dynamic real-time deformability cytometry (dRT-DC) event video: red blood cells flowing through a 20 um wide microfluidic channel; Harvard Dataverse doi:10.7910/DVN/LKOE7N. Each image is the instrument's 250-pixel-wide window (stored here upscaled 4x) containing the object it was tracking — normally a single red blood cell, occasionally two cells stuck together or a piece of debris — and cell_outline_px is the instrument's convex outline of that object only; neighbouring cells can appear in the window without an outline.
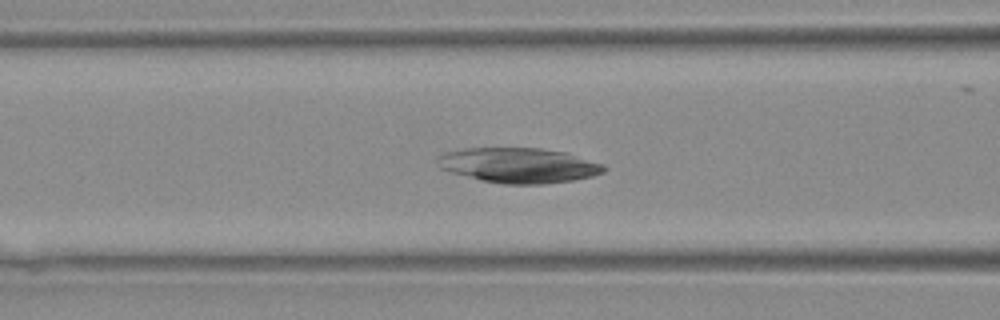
{"species": "Egyptian fruit bat (a non-hibernating species)", "species_latin": "Rousettus aegyptiacus", "temperature_condition": "warm", "stored_images_in_passage": 34, "camera_frame_rate_fps": 3000, "um_per_image_px": 0.085, "animal": {"sex": "female"}, "frame": {"image": 1, "passage_image": 10, "time_ms": 3.0, "image_size_px": [1000, 320], "cell_outline_px": [[608, 168], [604, 172], [592, 176], [572, 180], [544, 184], [504, 184], [480, 180], [452, 172], [440, 168], [436, 156], [444, 152], [464, 148], [540, 148], [564, 152], [604, 164]], "centroid_in_image_um": [44.08, 14.05], "position_along_channel_um": 122.5, "area_um2": 33.99}}
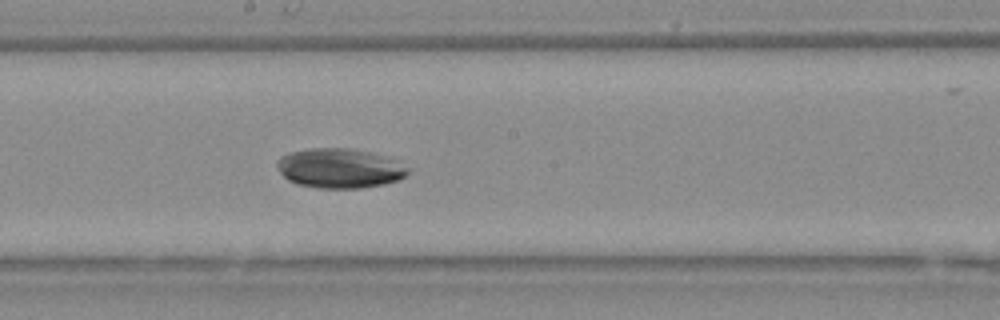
{"frame": {"image": 2, "passage_image": 16, "time_ms": 5.0, "image_size_px": [1000, 320], "cell_outline_px": [[412, 168], [400, 180], [384, 184], [360, 188], [316, 188], [300, 184], [288, 180], [276, 168], [276, 164], [280, 156], [292, 152], [308, 148], [348, 148], [368, 152], [392, 160]], "centroid_in_image_um": [28.85, 14.31], "position_along_channel_um": 219.4, "area_um2": 30.0}}
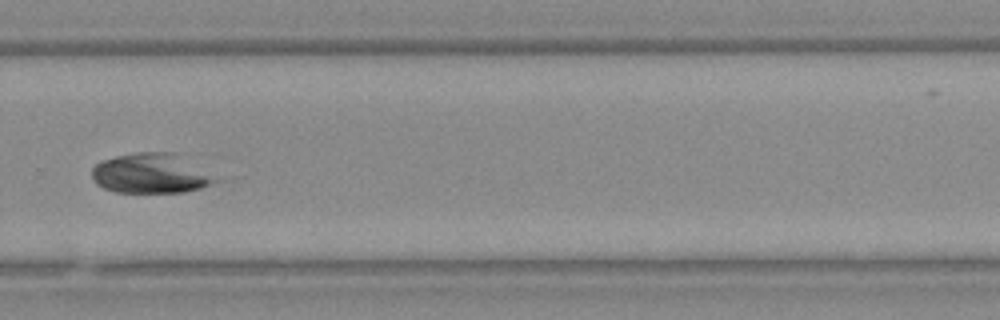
{"frame": {"image": 3, "passage_image": 22, "time_ms": 7.0, "image_size_px": [1000, 320], "cell_outline_px": [[216, 180], [200, 188], [184, 192], [116, 192], [104, 188], [96, 184], [92, 176], [92, 168], [100, 160], [132, 152], [172, 152]], "centroid_in_image_um": [12.65, 14.74], "position_along_channel_um": 317.1, "area_um2": 27.74}}